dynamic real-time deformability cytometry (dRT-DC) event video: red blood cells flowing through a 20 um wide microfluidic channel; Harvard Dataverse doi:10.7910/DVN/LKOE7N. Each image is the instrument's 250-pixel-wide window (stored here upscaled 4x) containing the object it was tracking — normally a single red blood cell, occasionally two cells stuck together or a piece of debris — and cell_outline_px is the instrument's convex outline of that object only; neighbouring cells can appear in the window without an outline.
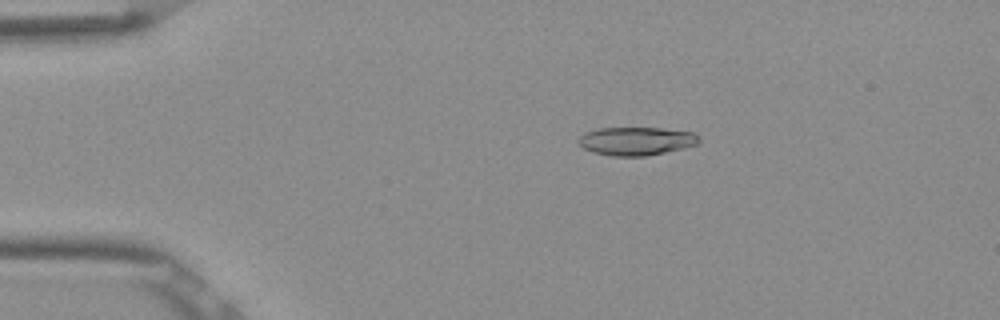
{"species": "Egyptian fruit bat (a non-hibernating species)", "species_latin": "Rousettus aegyptiacus", "temperature_condition": "room temperature", "stored_images_in_passage": 52, "camera_frame_rate_fps": 3000, "um_per_image_px": 0.085, "frame": {"image": 1, "passage_image": 10, "time_ms": 3.0, "image_size_px": [1000, 320], "cell_outline_px": [[700, 140], [696, 144], [684, 148], [644, 156], [612, 156], [592, 152], [584, 148], [576, 140], [584, 132], [600, 128], [660, 128], [692, 132]], "centroid_in_image_um": [54.03, 11.99], "position_along_channel_um": 31.0, "area_um2": 19.71}}
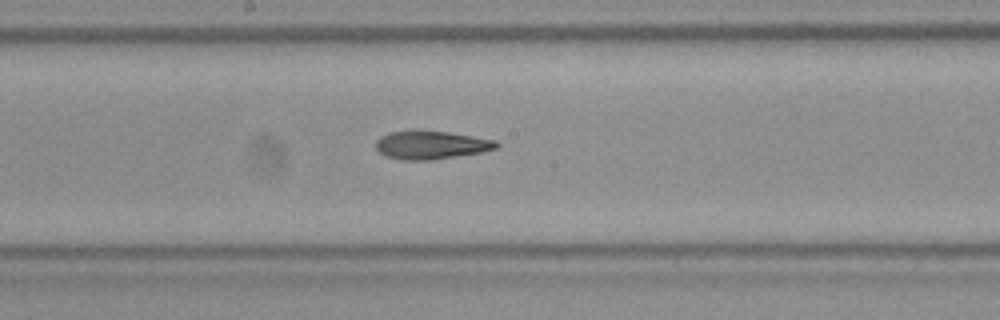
{"frame": {"image": 2, "passage_image": 28, "time_ms": 9.0, "image_size_px": [1000, 320], "cell_outline_px": [[500, 144], [496, 148], [480, 152], [432, 160], [400, 160], [384, 156], [376, 148], [376, 140], [380, 136], [388, 132], [416, 128], [448, 132], [496, 140]], "centroid_in_image_um": [36.57, 12.29], "position_along_channel_um": 211.6, "area_um2": 20.35}}
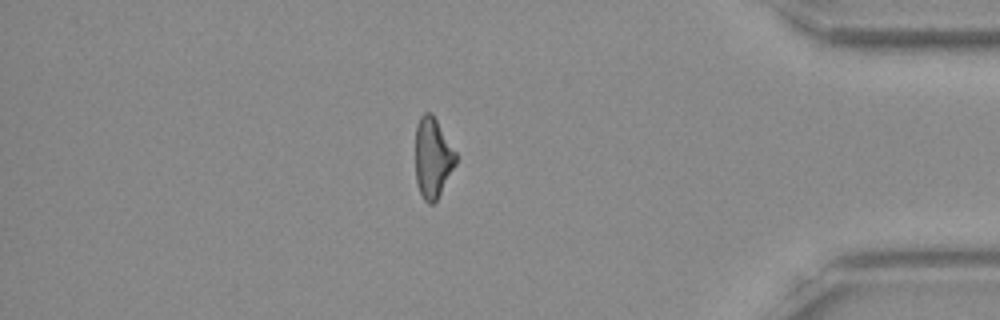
{"frame": {"image": 3, "passage_image": 45, "time_ms": 14.667, "image_size_px": [1000, 320], "cell_outline_px": [[456, 164], [436, 200], [432, 204], [428, 204], [424, 200], [416, 184], [416, 124], [420, 116], [424, 112], [432, 112], [456, 152]], "centroid_in_image_um": [36.77, 13.38], "position_along_channel_um": 398.4, "area_um2": 18.84}, "authors_computed_cell_mechanics": {"area_um2": 19.9699, "velocity_mm_per_s": 3.8916, "shape_relaxation_time_tau1_ms": null, "shape_relaxation_time_tau2_ms": 4.3734, "deformation_change_tau1": null, "deformation_change_tau2": 0.1381}}